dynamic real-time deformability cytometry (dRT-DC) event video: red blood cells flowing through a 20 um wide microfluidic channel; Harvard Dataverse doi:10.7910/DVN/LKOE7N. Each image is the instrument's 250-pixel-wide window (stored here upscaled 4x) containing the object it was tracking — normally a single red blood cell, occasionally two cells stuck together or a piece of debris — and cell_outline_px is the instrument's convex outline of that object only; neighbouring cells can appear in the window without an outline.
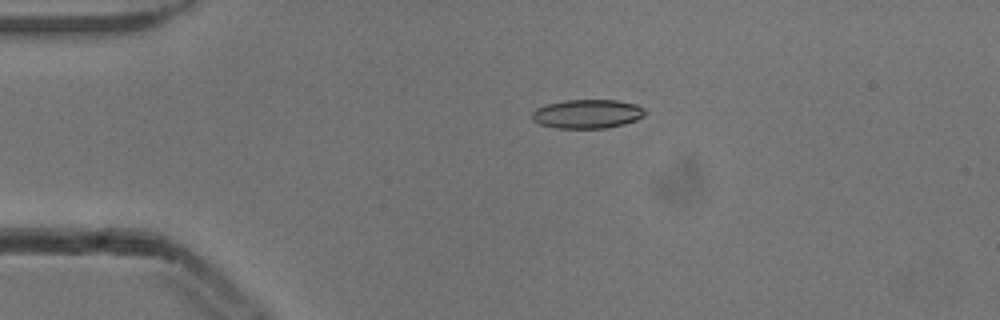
{"species": "common noctule bat (a hibernating species)", "species_latin": "Nyctalus noctula", "temperature_condition": "cold", "stored_images_in_passage": 43, "camera_frame_rate_fps": 3000, "um_per_image_px": 0.085, "animal": {"sex": "male", "body_mass_g": 13.3}, "frame": {"image": 1, "passage_image": 2, "time_ms": 0.333, "image_size_px": [1000, 320], "cell_outline_px": [[644, 116], [636, 120], [624, 124], [604, 128], [556, 128], [540, 124], [532, 120], [532, 112], [536, 108], [548, 104], [564, 100], [616, 100], [636, 104], [644, 108]], "centroid_in_image_um": [49.91, 9.68], "position_along_channel_um": 35.1, "area_um2": 19.02}}
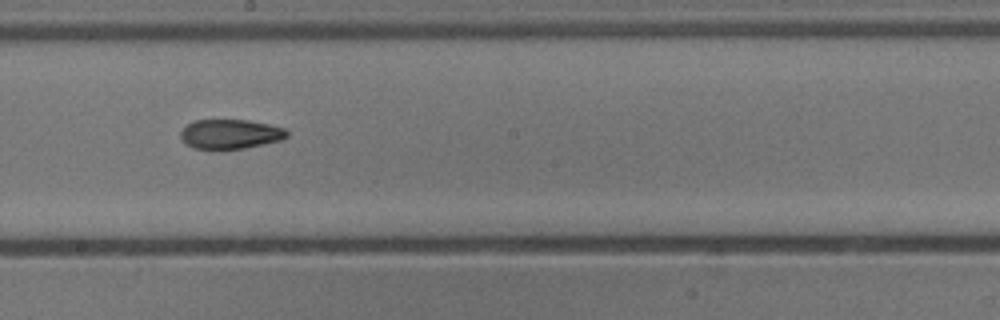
{"frame": {"image": 2, "passage_image": 20, "time_ms": 6.333, "image_size_px": [1000, 320], "cell_outline_px": [[288, 136], [284, 140], [224, 152], [212, 152], [192, 148], [180, 136], [180, 132], [192, 120], [248, 120], [268, 124], [284, 128], [288, 132]], "centroid_in_image_um": [19.56, 11.45], "position_along_channel_um": 228.6, "area_um2": 19.02}}
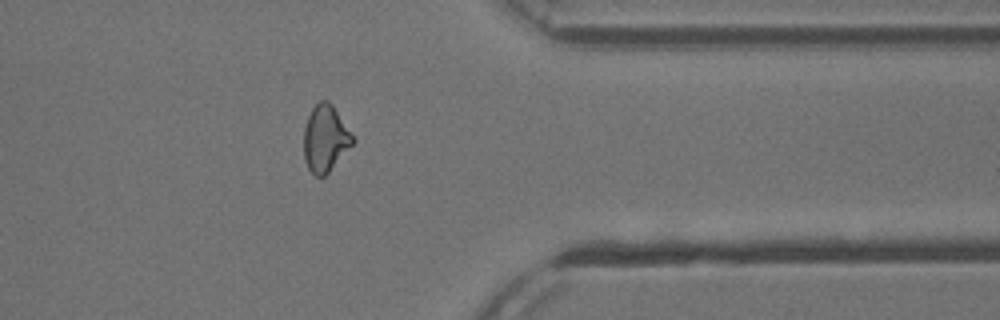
{"frame": {"image": 3, "passage_image": 33, "time_ms": 10.667, "image_size_px": [1000, 320], "cell_outline_px": [[356, 140], [328, 172], [324, 176], [316, 176], [308, 168], [304, 160], [304, 128], [308, 116], [312, 108], [320, 100], [328, 100], [332, 104]], "centroid_in_image_um": [27.64, 11.76], "position_along_channel_um": 383.8, "area_um2": 18.79}, "authors_computed_cell_mechanics": {"area_um2": 19.0162, "velocity_mm_per_s": 3.8792, "shape_relaxation_time_tau1_ms": 5.8972, "shape_relaxation_time_tau2_ms": 4.3781, "deformation_change_tau1": 0.1825, "deformation_change_tau2": 0.1139}}